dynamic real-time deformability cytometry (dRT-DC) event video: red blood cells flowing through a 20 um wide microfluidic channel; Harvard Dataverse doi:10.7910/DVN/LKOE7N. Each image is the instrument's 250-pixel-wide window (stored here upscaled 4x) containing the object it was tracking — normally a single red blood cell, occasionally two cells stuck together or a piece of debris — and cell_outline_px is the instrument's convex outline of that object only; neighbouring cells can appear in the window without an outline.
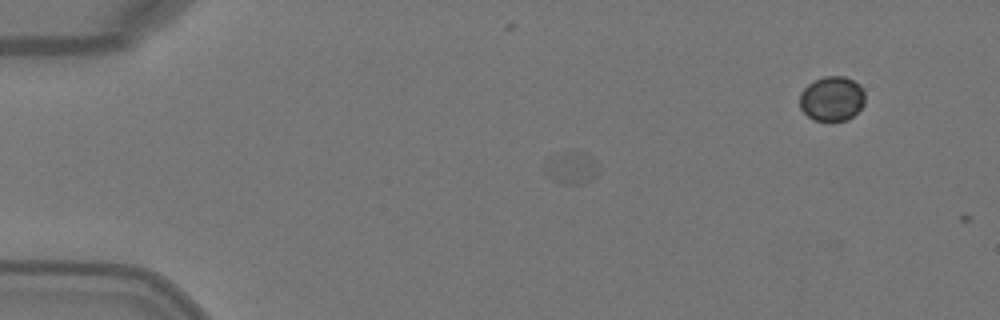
{"species": "Egyptian fruit bat (a non-hibernating species)", "species_latin": "Rousettus aegyptiacus", "temperature_condition": "warm", "stored_images_in_passage": 4, "camera_frame_rate_fps": 3000, "um_per_image_px": 0.085, "animal": {"sex": "female"}, "frame": {"image": 1, "passage_image": 3, "time_ms": 0.667, "image_size_px": [1000, 320], "cell_outline_px": [[600, 172], [596, 176], [580, 184], [560, 184], [552, 180], [544, 172], [548, 156], [564, 152], [584, 152], [592, 156], [600, 168]], "centroid_in_image_um": [48.57, 14.26], "position_along_channel_um": 36.4, "area_um2": 10.35}}